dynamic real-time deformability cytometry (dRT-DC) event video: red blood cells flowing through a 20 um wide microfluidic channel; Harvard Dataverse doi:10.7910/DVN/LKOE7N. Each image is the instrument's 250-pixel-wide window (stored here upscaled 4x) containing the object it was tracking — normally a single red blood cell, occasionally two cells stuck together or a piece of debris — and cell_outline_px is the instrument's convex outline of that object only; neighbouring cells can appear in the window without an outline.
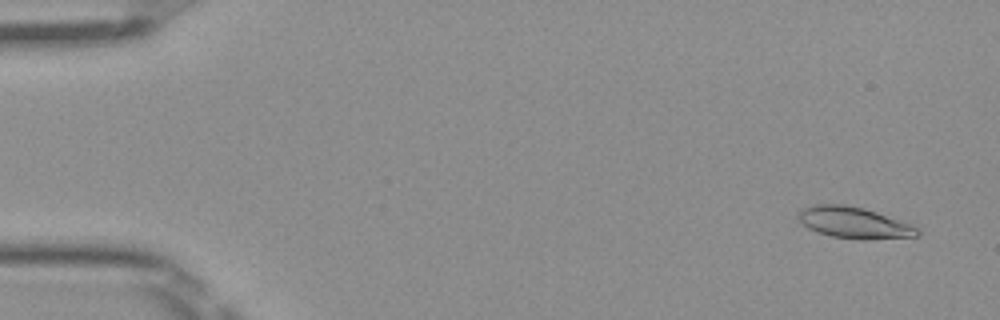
{"species": "Egyptian fruit bat (a non-hibernating species)", "species_latin": "Rousettus aegyptiacus", "temperature_condition": "room temperature", "stored_images_in_passage": 51, "camera_frame_rate_fps": 3000, "um_per_image_px": 0.085, "frame": {"image": 1, "passage_image": 3, "time_ms": 0.667, "image_size_px": [1000, 320], "cell_outline_px": [[920, 236], [864, 240], [860, 240], [832, 236], [816, 232], [808, 228], [796, 220], [796, 212], [800, 208], [816, 204], [844, 204], [864, 208], [876, 212], [908, 224], [916, 228], [920, 232]], "centroid_in_image_um": [72.49, 18.92], "position_along_channel_um": 12.5, "area_um2": 21.91}}
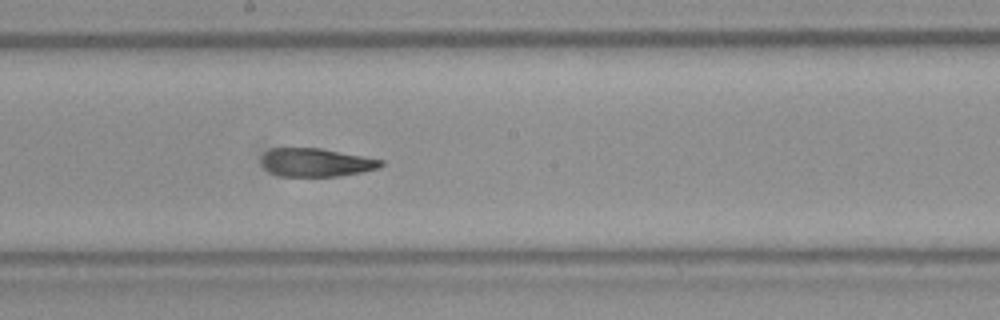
{"frame": {"image": 2, "passage_image": 28, "time_ms": 9.0, "image_size_px": [1000, 320], "cell_outline_px": [[384, 164], [380, 168], [340, 176], [280, 176], [268, 172], [260, 164], [260, 160], [264, 152], [272, 148], [320, 148], [384, 160]], "centroid_in_image_um": [26.83, 13.81], "position_along_channel_um": 221.4, "area_um2": 19.88}}
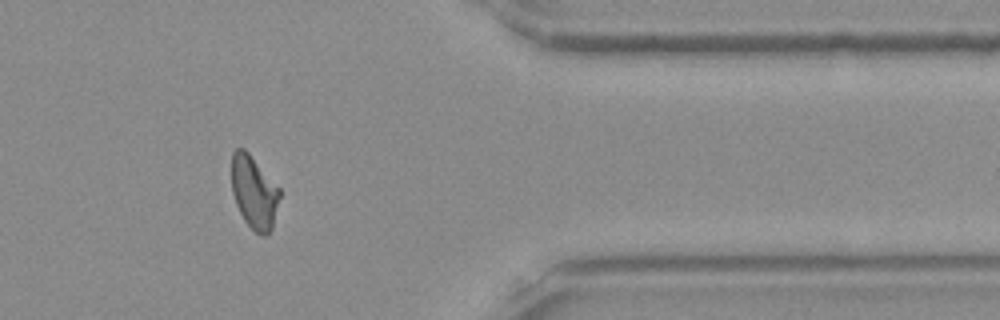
{"frame": {"image": 3, "passage_image": 42, "time_ms": 13.667, "image_size_px": [1000, 320], "cell_outline_px": [[280, 196], [272, 228], [268, 236], [260, 236], [244, 220], [236, 204], [232, 192], [232, 152], [236, 148], [244, 148], [248, 152], [280, 188]], "centroid_in_image_um": [21.6, 16.35], "position_along_channel_um": 389.8, "area_um2": 20.4}, "authors_computed_cell_mechanics": {"area_um2": 21.097, "velocity_mm_per_s": 4.032, "shape_relaxation_time_tau1_ms": null, "shape_relaxation_time_tau2_ms": 2.8747, "deformation_change_tau1": null, "deformation_change_tau2": 0.0879}}